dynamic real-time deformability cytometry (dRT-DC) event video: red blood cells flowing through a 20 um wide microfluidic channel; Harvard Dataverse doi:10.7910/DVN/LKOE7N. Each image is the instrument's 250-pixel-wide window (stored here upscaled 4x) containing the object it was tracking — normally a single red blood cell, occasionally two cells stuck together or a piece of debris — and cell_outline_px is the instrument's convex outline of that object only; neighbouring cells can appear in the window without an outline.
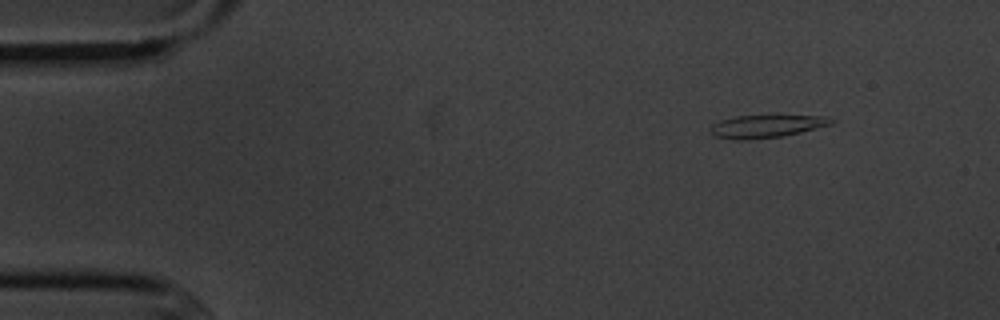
{"species": "common noctule bat (a hibernating species)", "species_latin": "Nyctalus noctula", "temperature_condition": "cold", "stored_images_in_passage": 9, "camera_frame_rate_fps": 3000, "um_per_image_px": 0.085, "animal": {"sex": "male", "body_mass_g": 20.1, "forearm_length_mm": 53.5}, "frame": {"image": 1, "passage_image": 1, "time_ms": 0.0, "image_size_px": [1000, 320], "cell_outline_px": [[836, 120], [832, 124], [784, 136], [748, 140], [732, 140], [716, 136], [712, 132], [712, 124], [720, 120], [736, 116], [828, 116]], "centroid_in_image_um": [65.16, 10.74], "position_along_channel_um": 19.8, "area_um2": 15.9}}
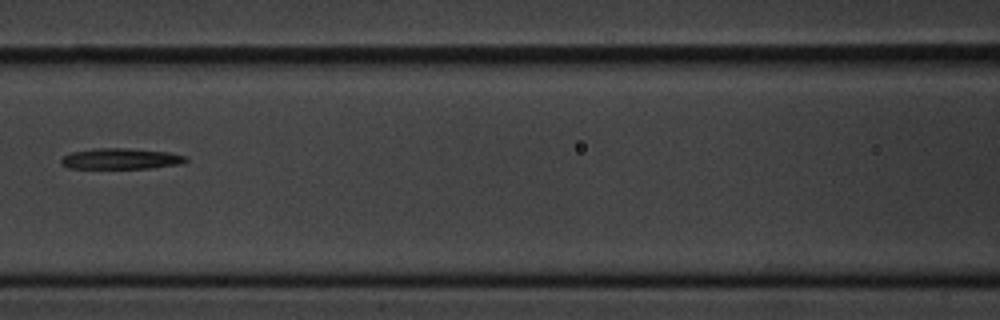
{"frame": {"image": 2, "passage_image": 6, "time_ms": 6.0, "image_size_px": [1000, 320], "cell_outline_px": [[188, 160], [180, 164], [152, 168], [68, 168], [60, 164], [60, 160], [64, 156], [72, 152], [92, 148], [128, 148], [168, 152], [188, 156]], "centroid_in_image_um": [10.27, 13.49], "position_along_channel_um": 156.3, "area_um2": 15.26}}
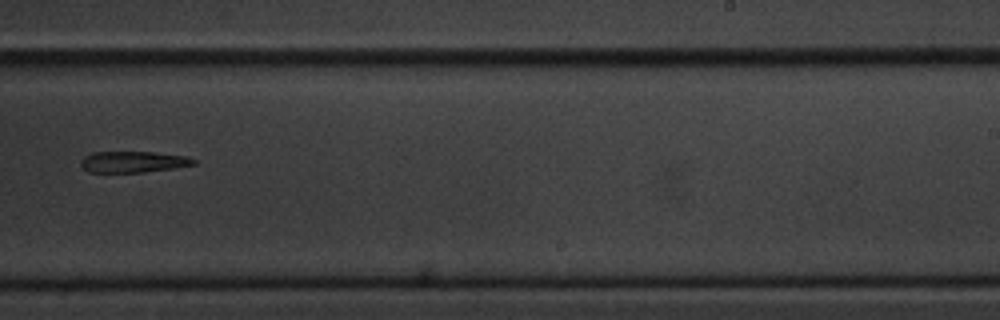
{"frame": {"image": 3, "passage_image": 9, "time_ms": 9.333, "image_size_px": [1000, 320], "cell_outline_px": [[196, 164], [172, 168], [144, 172], [88, 172], [80, 164], [80, 160], [84, 156], [92, 152], [152, 152], [188, 156], [196, 160]], "centroid_in_image_um": [11.31, 13.75], "position_along_channel_um": 277.7, "area_um2": 13.93}}